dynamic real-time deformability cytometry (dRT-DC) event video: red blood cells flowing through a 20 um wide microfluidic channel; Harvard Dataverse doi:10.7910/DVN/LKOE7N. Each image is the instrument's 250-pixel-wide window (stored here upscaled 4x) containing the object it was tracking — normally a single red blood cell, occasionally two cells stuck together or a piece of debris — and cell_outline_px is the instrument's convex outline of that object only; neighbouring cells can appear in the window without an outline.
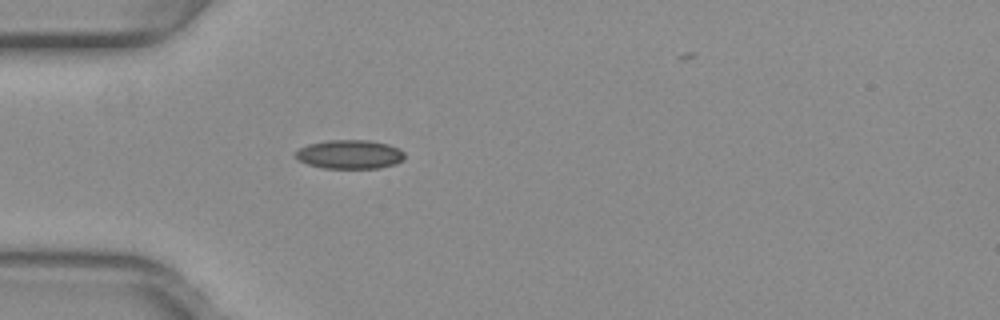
{"species": "common noctule bat (a hibernating species)", "species_latin": "Nyctalus noctula", "temperature_condition": "warm", "stored_images_in_passage": 34, "camera_frame_rate_fps": 3000, "um_per_image_px": 0.085, "animal": {"sex": "female", "body_mass_g": 29.2, "forearm_length_mm": 56.3}, "frame": {"image": 1, "passage_image": 1, "time_ms": 0.0, "image_size_px": [1000, 320], "cell_outline_px": [[404, 160], [396, 164], [380, 168], [324, 168], [308, 164], [300, 160], [296, 156], [296, 152], [300, 148], [308, 144], [328, 140], [368, 140], [388, 144], [400, 148], [404, 152]], "centroid_in_image_um": [29.78, 13.12], "position_along_channel_um": 55.2, "area_um2": 18.38}}
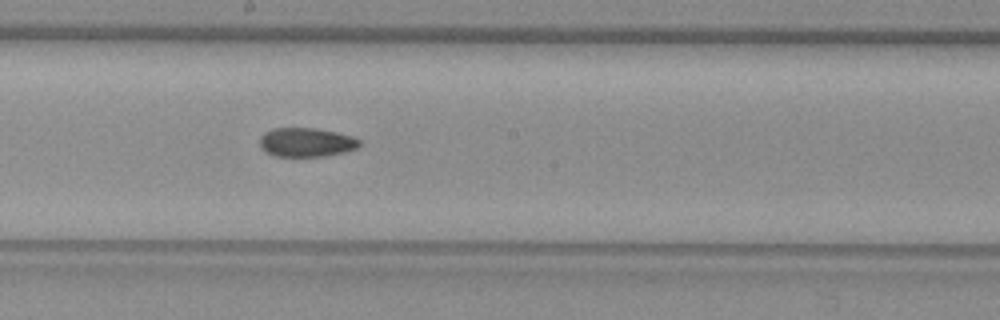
{"frame": {"image": 2, "passage_image": 14, "time_ms": 4.333, "image_size_px": [1000, 320], "cell_outline_px": [[360, 144], [356, 148], [344, 152], [324, 156], [272, 156], [264, 152], [260, 148], [260, 136], [264, 132], [272, 128], [316, 128], [336, 132], [352, 136], [360, 140]], "centroid_in_image_um": [25.99, 12.09], "position_along_channel_um": 222.2, "area_um2": 16.99}}
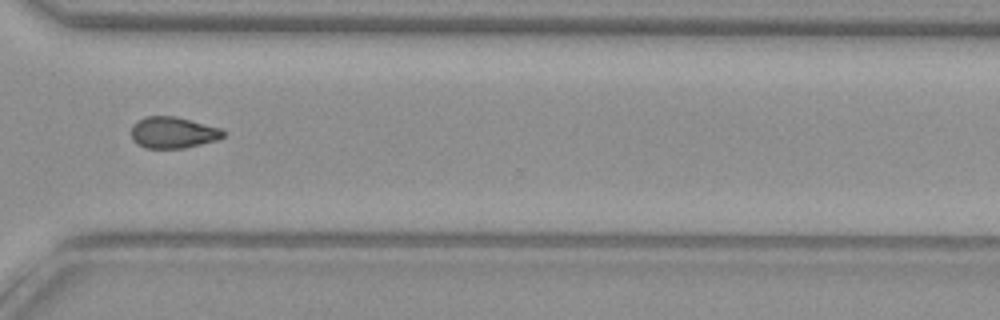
{"frame": {"image": 3, "passage_image": 24, "time_ms": 7.667, "image_size_px": [1000, 320], "cell_outline_px": [[224, 136], [220, 140], [184, 148], [144, 148], [136, 144], [132, 140], [132, 124], [136, 120], [144, 116], [176, 116], [220, 128], [224, 132]], "centroid_in_image_um": [14.68, 11.27], "position_along_channel_um": 355.9, "area_um2": 17.05}, "authors_computed_cell_mechanics": {"area_um2": 17.34, "velocity_mm_per_s": 4.0131, "shape_relaxation_time_tau1_ms": null, "shape_relaxation_time_tau2_ms": 5.6726, "deformation_change_tau1": null, "deformation_change_tau2": 0.1057}}